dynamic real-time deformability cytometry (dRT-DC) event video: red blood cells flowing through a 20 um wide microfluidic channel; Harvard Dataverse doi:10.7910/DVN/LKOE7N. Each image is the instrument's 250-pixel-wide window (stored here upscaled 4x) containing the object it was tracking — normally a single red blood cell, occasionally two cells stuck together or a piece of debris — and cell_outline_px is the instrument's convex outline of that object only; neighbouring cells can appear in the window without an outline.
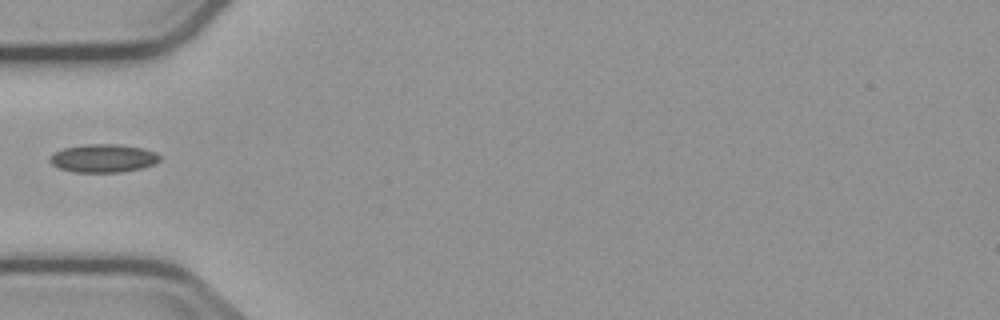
{"species": "common noctule bat (a hibernating species)", "species_latin": "Nyctalus noctula", "temperature_condition": "cold", "stored_images_in_passage": 2, "camera_frame_rate_fps": 3000, "um_per_image_px": 0.085, "animal": {"sex": "male", "body_mass_g": 23.1, "forearm_length_mm": 52.7}, "frame": {"image": 1, "passage_image": 1, "time_ms": 0.0, "image_size_px": [1000, 320], "cell_outline_px": [[160, 160], [152, 164], [140, 168], [120, 172], [76, 172], [60, 168], [52, 164], [52, 156], [56, 152], [64, 148], [84, 144], [116, 144], [144, 148], [156, 152], [160, 156]], "centroid_in_image_um": [8.82, 13.44], "position_along_channel_um": 76.2, "area_um2": 17.74}}
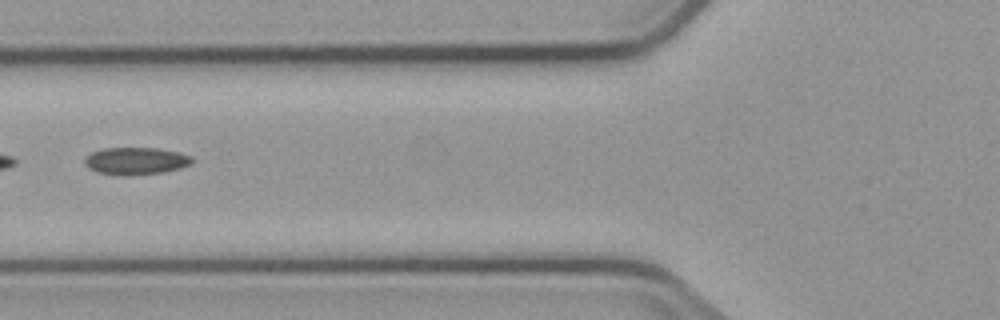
{"frame": {"image": 2, "passage_image": 2, "time_ms": 1.0, "image_size_px": [1000, 320], "cell_outline_px": [[196, 160], [192, 164], [180, 168], [160, 172], [124, 176], [96, 172], [88, 168], [84, 164], [84, 160], [92, 152], [104, 148], [156, 148], [180, 152], [192, 156]], "centroid_in_image_um": [11.57, 13.68], "position_along_channel_um": 114.2, "area_um2": 17.17}}